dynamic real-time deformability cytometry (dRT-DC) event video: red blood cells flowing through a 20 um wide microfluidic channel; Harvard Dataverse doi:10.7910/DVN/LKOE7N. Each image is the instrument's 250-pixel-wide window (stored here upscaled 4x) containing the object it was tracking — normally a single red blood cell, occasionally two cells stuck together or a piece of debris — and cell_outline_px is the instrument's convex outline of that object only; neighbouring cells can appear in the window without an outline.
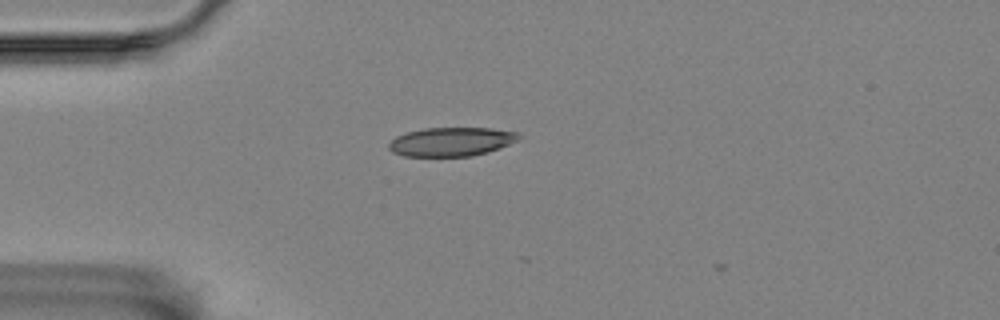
{"species": "Egyptian fruit bat (a non-hibernating species)", "species_latin": "Rousettus aegyptiacus", "temperature_condition": "room temperature", "stored_images_in_passage": 4, "camera_frame_rate_fps": 3000, "um_per_image_px": 0.085, "animal": {"sex": "female"}, "frame": {"image": 1, "passage_image": 2, "time_ms": 1.333, "image_size_px": [1000, 320], "cell_outline_px": [[520, 140], [488, 152], [472, 156], [404, 156], [392, 152], [388, 148], [388, 144], [396, 136], [408, 132], [424, 128], [492, 128], [520, 132]], "centroid_in_image_um": [38.39, 12.04], "position_along_channel_um": 46.6, "area_um2": 21.96}}